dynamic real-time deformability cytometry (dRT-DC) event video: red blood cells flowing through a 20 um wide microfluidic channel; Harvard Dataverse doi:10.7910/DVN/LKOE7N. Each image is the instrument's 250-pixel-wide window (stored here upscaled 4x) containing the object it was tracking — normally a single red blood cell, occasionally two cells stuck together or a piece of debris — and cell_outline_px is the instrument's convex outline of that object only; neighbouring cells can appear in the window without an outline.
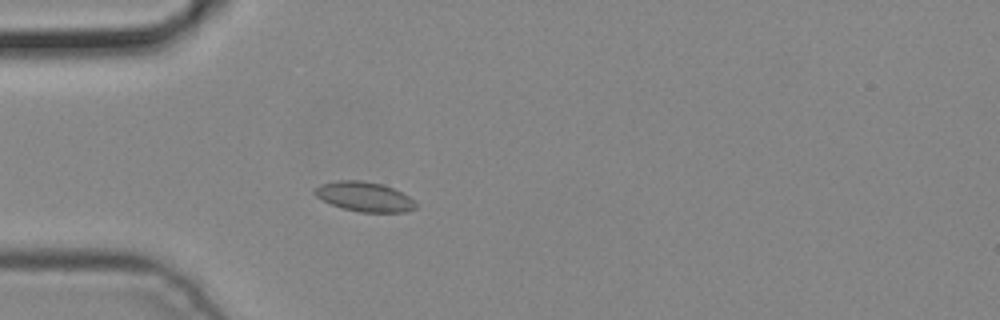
{"species": "common noctule bat (a hibernating species)", "species_latin": "Nyctalus noctula", "temperature_condition": "cold", "stored_images_in_passage": 3, "camera_frame_rate_fps": 3000, "um_per_image_px": 0.085, "animal": {"sex": "male", "body_mass_g": 19.2, "forearm_length_mm": 51.8}, "frame": {"image": 1, "passage_image": 3, "time_ms": 0.667, "image_size_px": [1000, 320], "cell_outline_px": [[416, 208], [404, 212], [360, 212], [344, 208], [332, 204], [316, 196], [312, 192], [312, 188], [320, 184], [336, 180], [360, 180], [380, 184], [392, 188], [408, 196], [416, 204]], "centroid_in_image_um": [30.92, 16.71], "position_along_channel_um": 54.1, "area_um2": 17.28}}